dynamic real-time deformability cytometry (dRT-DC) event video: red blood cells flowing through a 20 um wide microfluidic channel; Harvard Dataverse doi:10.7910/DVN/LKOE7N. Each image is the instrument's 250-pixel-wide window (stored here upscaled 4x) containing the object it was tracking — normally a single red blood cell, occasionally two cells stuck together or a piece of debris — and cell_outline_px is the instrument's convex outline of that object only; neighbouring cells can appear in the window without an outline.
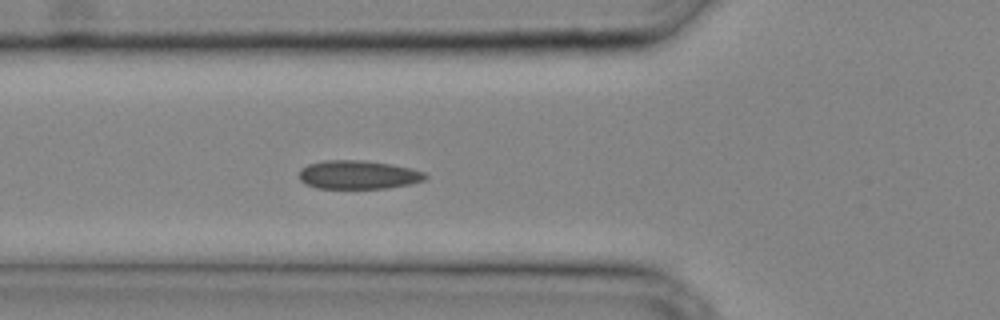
{"species": "common noctule bat (a hibernating species)", "species_latin": "Nyctalus noctula", "temperature_condition": "cold", "stored_images_in_passage": 30, "camera_frame_rate_fps": 3000, "um_per_image_px": 0.085, "animal": {"sex": "male", "body_mass_g": 20.4}, "frame": {"image": 1, "passage_image": 9, "time_ms": 2.667, "image_size_px": [1000, 320], "cell_outline_px": [[428, 176], [424, 180], [408, 184], [384, 188], [316, 188], [300, 180], [300, 168], [308, 164], [324, 160], [364, 160], [392, 164], [412, 168], [424, 172]], "centroid_in_image_um": [30.45, 14.84], "position_along_channel_um": 95.4, "area_um2": 20.98}}
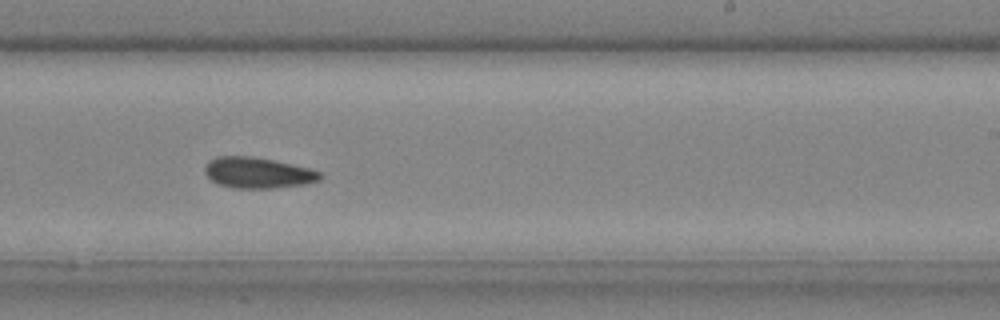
{"frame": {"image": 2, "passage_image": 18, "time_ms": 5.667, "image_size_px": [1000, 320], "cell_outline_px": [[324, 176], [320, 180], [304, 184], [272, 188], [236, 188], [220, 184], [212, 180], [204, 172], [204, 168], [208, 160], [216, 156], [252, 156], [312, 168], [320, 172]], "centroid_in_image_um": [21.93, 14.67], "position_along_channel_um": 267.1, "area_um2": 20.75}}